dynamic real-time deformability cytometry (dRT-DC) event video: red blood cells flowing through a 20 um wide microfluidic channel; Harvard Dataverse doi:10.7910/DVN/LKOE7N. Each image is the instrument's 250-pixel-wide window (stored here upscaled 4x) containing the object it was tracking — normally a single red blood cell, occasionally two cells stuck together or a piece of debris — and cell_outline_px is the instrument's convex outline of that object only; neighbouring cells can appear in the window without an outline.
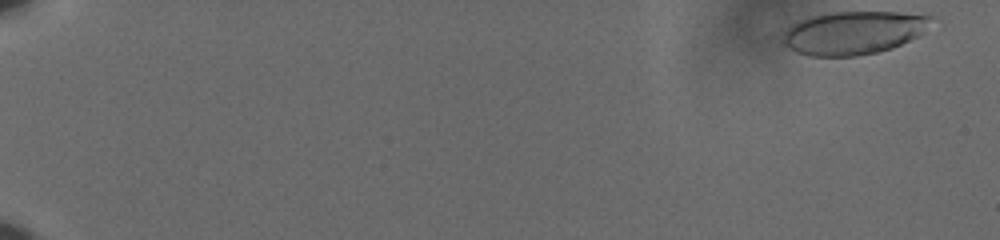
{"species": "human", "species_latin": "Homo sapiens", "temperature_condition": "cold", "stored_images_in_passage": 58, "camera_frame_rate_fps": 3000, "um_per_image_px": 0.085, "donor": {"sex": "male"}, "frame": {"image": 1, "passage_image": 1, "time_ms": 0.0, "image_size_px": [1000, 240], "cell_outline_px": [[936, 16], [916, 36], [892, 48], [876, 52], [856, 56], [812, 56], [796, 52], [780, 44], [784, 32], [792, 24], [800, 20], [812, 16], [832, 12], [928, 12]], "centroid_in_image_um": [72.54, 2.76], "position_along_channel_um": 12.5, "area_um2": 37.51}}
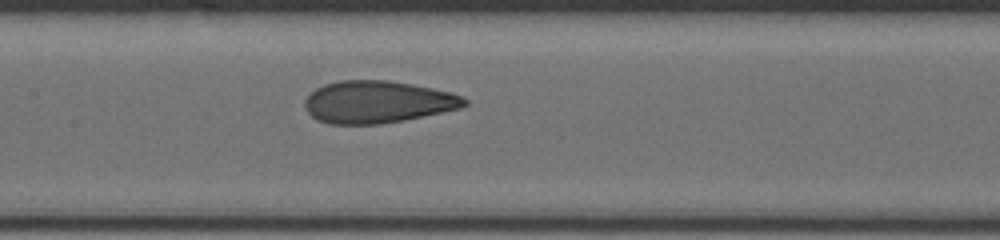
{"frame": {"image": 2, "passage_image": 31, "time_ms": 10.0, "image_size_px": [1000, 240], "cell_outline_px": [[468, 104], [460, 108], [404, 120], [380, 124], [328, 124], [316, 120], [304, 108], [304, 100], [316, 88], [324, 84], [340, 80], [388, 80], [412, 84], [432, 88], [448, 92], [460, 96], [468, 100]], "centroid_in_image_um": [32.05, 8.67], "position_along_channel_um": 175.4, "area_um2": 39.25}}
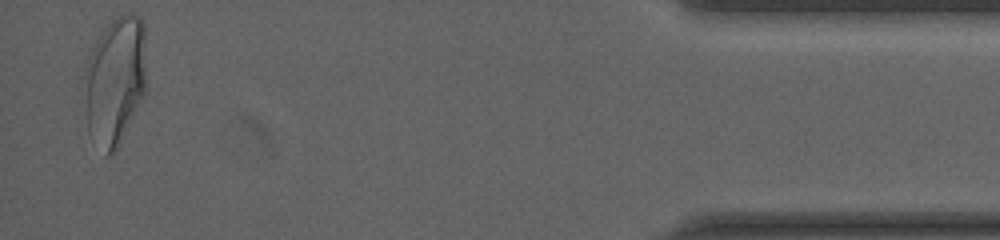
{"frame": {"image": 3, "passage_image": 57, "time_ms": 18.667, "image_size_px": [1000, 240], "cell_outline_px": [[148, 88], [116, 152], [108, 156], [104, 156], [88, 132], [84, 76], [84, 72], [88, 56], [96, 40], [104, 28], [116, 16], [124, 12], [132, 12], [140, 16], [144, 20], [148, 84]], "centroid_in_image_um": [9.83, 6.83], "position_along_channel_um": 425.4, "area_um2": 47.97}, "authors_computed_cell_mechanics": {"area_um2": 38.9572, "velocity_mm_per_s": 3.6308, "shape_relaxation_time_tau1_ms": 4.1935, "shape_relaxation_time_tau2_ms": 1.0238, "deformation_change_tau1": 0.1652, "deformation_change_tau2": 0.079}}